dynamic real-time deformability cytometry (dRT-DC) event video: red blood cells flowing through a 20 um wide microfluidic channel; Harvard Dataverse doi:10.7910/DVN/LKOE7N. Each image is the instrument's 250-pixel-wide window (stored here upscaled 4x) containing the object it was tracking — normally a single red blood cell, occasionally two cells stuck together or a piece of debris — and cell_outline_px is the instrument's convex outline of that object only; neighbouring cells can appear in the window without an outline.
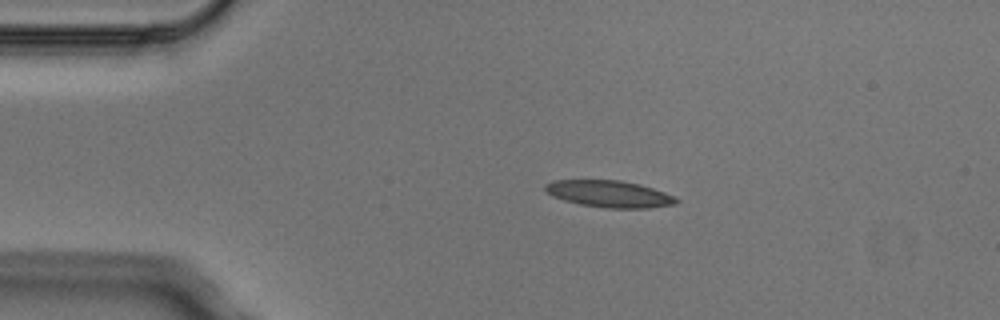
{"species": "Egyptian fruit bat (a non-hibernating species)", "species_latin": "Rousettus aegyptiacus", "temperature_condition": "cold", "stored_images_in_passage": 2, "camera_frame_rate_fps": 3000, "um_per_image_px": 0.085, "animal": {"sex": "male"}, "frame": {"image": 1, "passage_image": 1, "time_ms": 0.0, "image_size_px": [1000, 320], "cell_outline_px": [[680, 200], [676, 204], [648, 208], [608, 208], [580, 204], [564, 200], [552, 196], [544, 188], [544, 184], [552, 180], [620, 180], [640, 184], [676, 196]], "centroid_in_image_um": [51.81, 16.48], "position_along_channel_um": 33.2, "area_um2": 20.52}}